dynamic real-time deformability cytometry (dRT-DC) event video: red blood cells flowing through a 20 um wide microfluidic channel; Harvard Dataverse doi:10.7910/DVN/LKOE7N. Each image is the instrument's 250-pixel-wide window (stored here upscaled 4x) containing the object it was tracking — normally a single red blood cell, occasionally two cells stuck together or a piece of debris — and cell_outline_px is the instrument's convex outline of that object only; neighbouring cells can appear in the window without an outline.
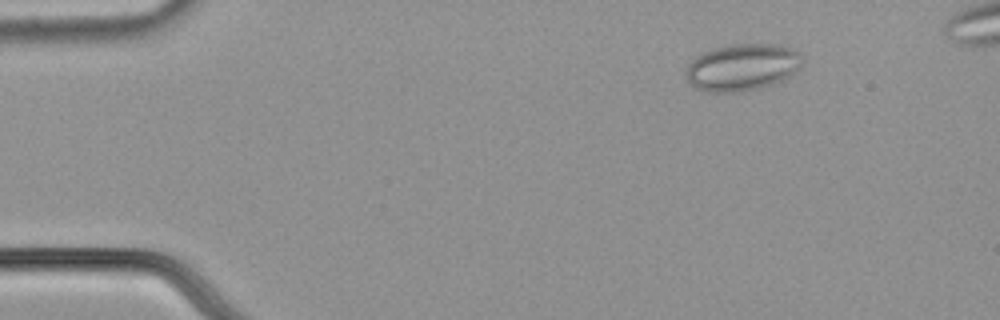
{"species": "common noctule bat (a hibernating species)", "species_latin": "Nyctalus noctula", "temperature_condition": "cold", "stored_images_in_passage": 48, "camera_frame_rate_fps": 3000, "um_per_image_px": 0.085, "animal": {"sex": "male", "body_mass_g": 21.5, "forearm_length_mm": 52.0}, "frame": {"image": 1, "passage_image": 2, "time_ms": 0.333, "image_size_px": [1000, 320], "cell_outline_px": [[804, 60], [788, 76], [772, 84], [760, 88], [736, 92], [708, 92], [696, 88], [688, 80], [684, 72], [684, 68], [700, 52], [724, 44], [784, 44], [800, 52], [804, 56]], "centroid_in_image_um": [63.05, 5.68], "position_along_channel_um": 21.9, "area_um2": 32.19}}
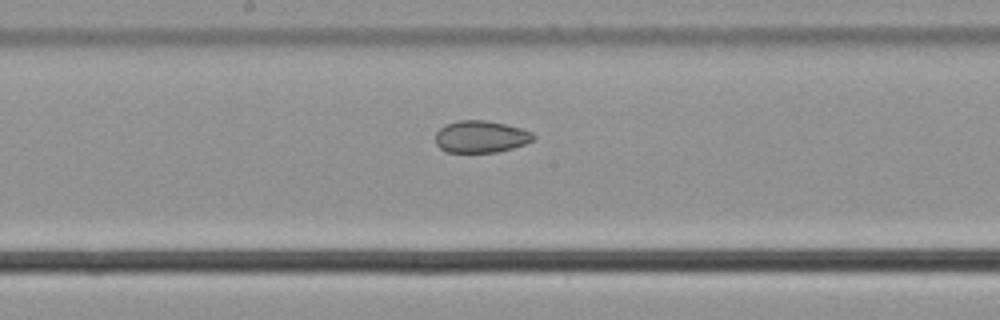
{"frame": {"image": 2, "passage_image": 24, "time_ms": 7.667, "image_size_px": [1000, 320], "cell_outline_px": [[536, 136], [532, 140], [524, 144], [512, 148], [496, 152], [444, 152], [436, 144], [436, 132], [444, 124], [460, 120], [488, 120], [520, 128], [532, 132]], "centroid_in_image_um": [40.84, 11.61], "position_along_channel_um": 207.4, "area_um2": 18.26}}
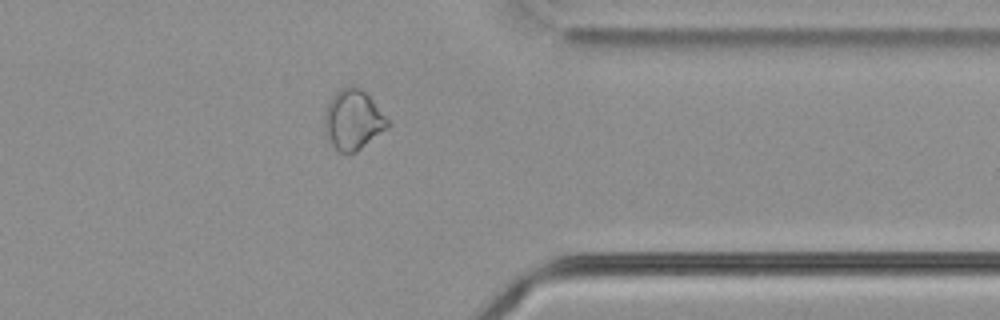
{"frame": {"image": 3, "passage_image": 39, "time_ms": 12.667, "image_size_px": [1000, 320], "cell_outline_px": [[392, 124], [388, 128], [356, 152], [340, 152], [328, 140], [324, 132], [324, 116], [328, 100], [340, 88], [348, 84], [352, 84], [360, 88], [372, 100]], "centroid_in_image_um": [29.99, 10.16], "position_along_channel_um": 381.4, "area_um2": 22.2}}